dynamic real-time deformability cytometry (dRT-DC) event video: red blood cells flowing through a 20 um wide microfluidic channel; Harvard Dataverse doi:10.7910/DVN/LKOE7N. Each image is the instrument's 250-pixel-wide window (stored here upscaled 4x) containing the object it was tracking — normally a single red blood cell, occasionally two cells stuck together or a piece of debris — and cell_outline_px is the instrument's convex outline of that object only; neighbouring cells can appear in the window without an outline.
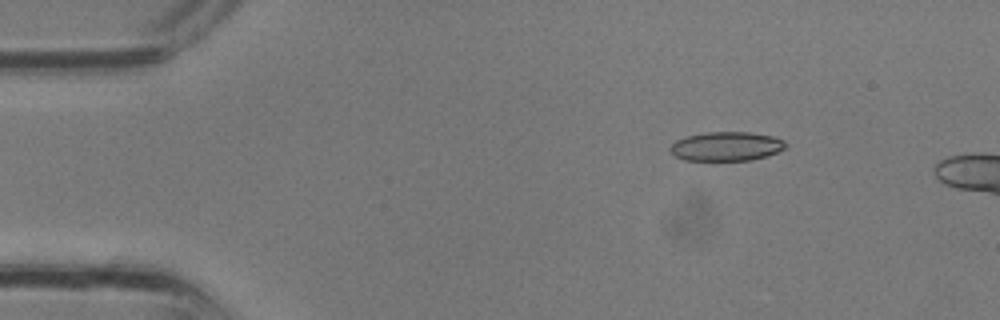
{"species": "common noctule bat (a hibernating species)", "species_latin": "Nyctalus noctula", "temperature_condition": "room temperature", "stored_images_in_passage": 4, "camera_frame_rate_fps": 3000, "um_per_image_px": 0.085, "animal": {"sex": "male", "body_mass_g": 13.3}, "frame": {"image": 1, "passage_image": 1, "time_ms": 0.0, "image_size_px": [1000, 320], "cell_outline_px": [[788, 144], [784, 148], [768, 156], [752, 160], [684, 160], [676, 156], [668, 148], [676, 140], [684, 136], [708, 132], [752, 132], [772, 136], [784, 140]], "centroid_in_image_um": [61.75, 12.43], "position_along_channel_um": 23.3, "area_um2": 19.65}}